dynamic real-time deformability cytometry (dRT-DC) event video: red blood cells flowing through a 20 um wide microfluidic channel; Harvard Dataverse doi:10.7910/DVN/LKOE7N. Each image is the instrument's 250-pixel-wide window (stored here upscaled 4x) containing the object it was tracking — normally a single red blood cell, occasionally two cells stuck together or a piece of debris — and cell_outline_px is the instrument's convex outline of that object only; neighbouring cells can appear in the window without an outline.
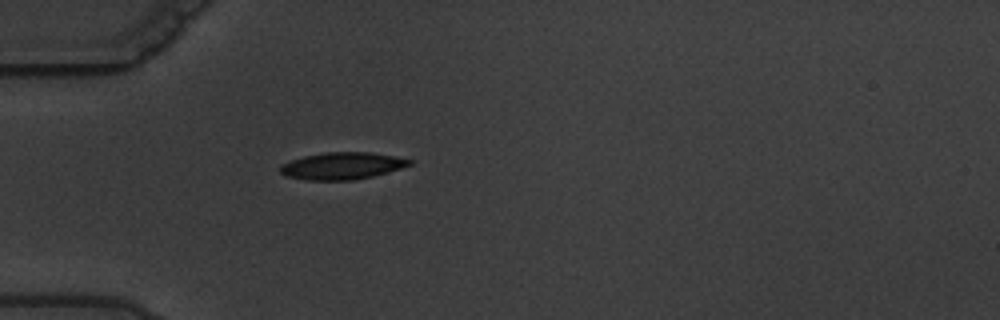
{"species": "common noctule bat (a hibernating species)", "species_latin": "Nyctalus noctula", "temperature_condition": "warm", "stored_images_in_passage": 5, "camera_frame_rate_fps": 3000, "um_per_image_px": 0.085, "animal": {"sex": "male", "body_mass_g": 19.5, "forearm_length_mm": 54.6}, "frame": {"image": 1, "passage_image": 5, "time_ms": 5.333, "image_size_px": [1000, 320], "cell_outline_px": [[412, 164], [388, 172], [372, 176], [352, 180], [308, 180], [284, 176], [280, 172], [280, 164], [304, 156], [324, 152], [372, 152], [412, 160]], "centroid_in_image_um": [29.04, 14.1], "position_along_channel_um": 56.0, "area_um2": 20.29}}